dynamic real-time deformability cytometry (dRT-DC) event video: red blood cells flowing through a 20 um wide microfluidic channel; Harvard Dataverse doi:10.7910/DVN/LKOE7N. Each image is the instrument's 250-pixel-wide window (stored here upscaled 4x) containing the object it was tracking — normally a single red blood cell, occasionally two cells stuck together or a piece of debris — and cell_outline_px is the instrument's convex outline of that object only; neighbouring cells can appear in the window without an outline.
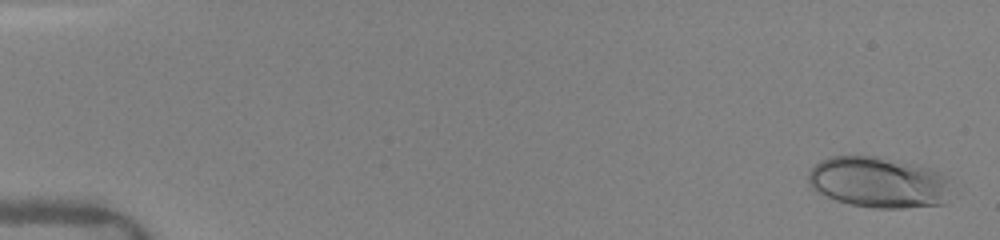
{"species": "human", "species_latin": "Homo sapiens", "temperature_condition": "warm", "stored_images_in_passage": 32, "camera_frame_rate_fps": 3000, "um_per_image_px": 0.085, "donor": {"sex": "female"}, "frame": {"image": 1, "passage_image": 1, "time_ms": 0.0, "image_size_px": [1000, 240], "cell_outline_px": [[952, 188], [944, 204], [900, 208], [872, 208], [852, 204], [836, 200], [812, 188], [808, 184], [808, 172], [820, 160], [832, 156], [876, 156], [932, 168], [940, 172], [952, 180]], "centroid_in_image_um": [74.73, 15.49], "position_along_channel_um": 10.3, "area_um2": 42.71}}
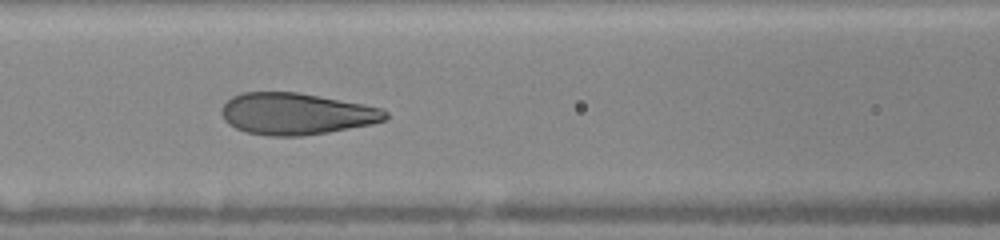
{"frame": {"image": 2, "passage_image": 14, "time_ms": 7.0, "image_size_px": [1000, 240], "cell_outline_px": [[388, 120], [372, 124], [328, 132], [300, 136], [268, 136], [244, 132], [228, 124], [224, 120], [224, 104], [232, 96], [244, 92], [296, 92], [364, 104], [384, 108], [388, 112]], "centroid_in_image_um": [25.23, 9.68], "position_along_channel_um": 141.4, "area_um2": 39.77}}
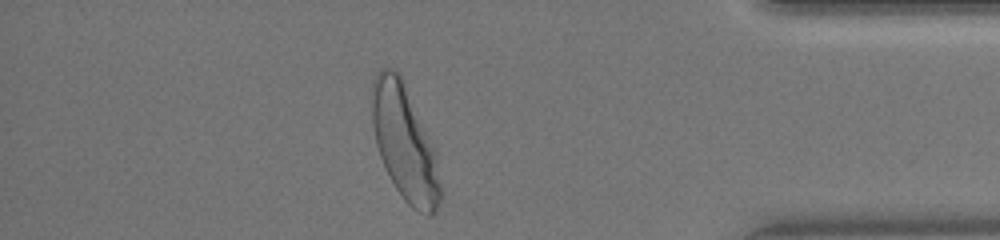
{"frame": {"image": 3, "passage_image": 29, "time_ms": 14.0, "image_size_px": [1000, 240], "cell_outline_px": [[444, 192], [440, 204], [432, 216], [428, 216], [412, 208], [404, 200], [388, 176], [380, 156], [376, 144], [372, 124], [372, 80], [376, 72], [380, 68], [392, 68], [404, 80], [436, 152]], "centroid_in_image_um": [34.43, 12.19], "position_along_channel_um": 400.8, "area_um2": 46.64}, "authors_computed_cell_mechanics": {"area_um2": 40.2866, "velocity_mm_per_s": 4.1, "shape_relaxation_time_tau1_ms": 3.449, "shape_relaxation_time_tau2_ms": null, "deformation_change_tau1": 0.1663, "deformation_change_tau2": null}}